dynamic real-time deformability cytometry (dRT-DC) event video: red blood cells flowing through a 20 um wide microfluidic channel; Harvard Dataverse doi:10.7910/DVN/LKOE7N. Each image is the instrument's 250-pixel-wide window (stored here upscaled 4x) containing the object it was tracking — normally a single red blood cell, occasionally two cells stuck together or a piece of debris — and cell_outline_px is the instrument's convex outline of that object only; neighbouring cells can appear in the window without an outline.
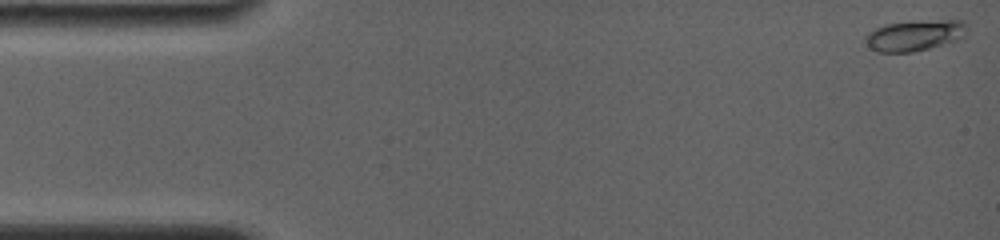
{"species": "common noctule bat (a hibernating species)", "species_latin": "Nyctalus noctula", "temperature_condition": "room temperature", "stored_images_in_passage": 33, "camera_frame_rate_fps": 4000, "um_per_image_px": 0.085, "animal": {"sex": "female", "body_mass_g": 19.0, "forearm_length_mm": 56.7}, "frame": {"image": 1, "passage_image": 1, "time_ms": 0.0, "image_size_px": [1000, 240], "cell_outline_px": [[968, 24], [964, 36], [956, 40], [928, 48], [912, 52], [876, 52], [864, 40], [864, 36], [868, 32], [876, 28], [888, 24], [912, 20], [964, 20]], "centroid_in_image_um": [77.76, 2.98], "position_along_channel_um": 7.2, "area_um2": 18.32}}
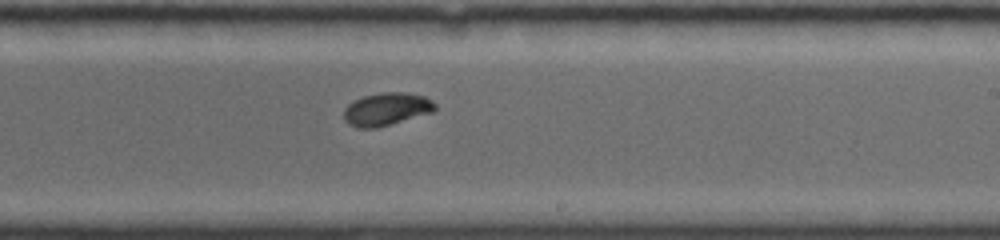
{"frame": {"image": 2, "passage_image": 19, "time_ms": 9.75, "image_size_px": [1000, 240], "cell_outline_px": [[436, 108], [432, 112], [376, 128], [356, 128], [348, 124], [344, 120], [344, 108], [348, 104], [364, 96], [384, 92], [408, 92], [424, 96], [432, 100], [436, 104]], "centroid_in_image_um": [32.84, 9.27], "position_along_channel_um": 256.2, "area_um2": 17.4}}
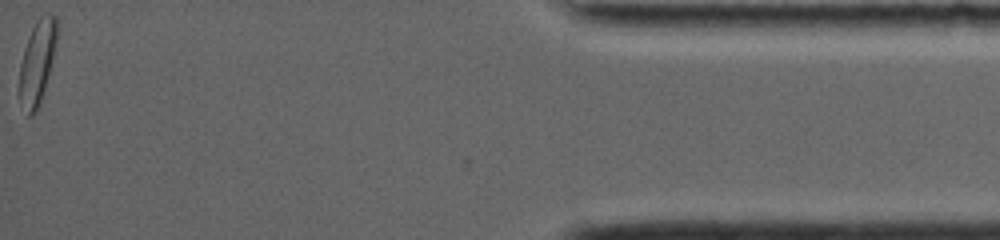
{"frame": {"image": 3, "passage_image": 33, "time_ms": 16.25, "image_size_px": [1000, 240], "cell_outline_px": [[60, 28], [52, 60], [40, 104], [36, 112], [32, 116], [28, 116], [20, 96], [20, 64], [24, 48], [32, 28], [36, 20], [44, 12], [52, 12], [56, 16]], "centroid_in_image_um": [3.21, 5.16], "position_along_channel_um": 432.0, "area_um2": 18.38}, "authors_computed_cell_mechanics": {"area_um2": 17.1088, "velocity_mm_per_s": 3.833, "shape_relaxation_time_tau1_ms": 2.7124, "shape_relaxation_time_tau2_ms": null, "deformation_change_tau1": 0.1484, "deformation_change_tau2": null}}